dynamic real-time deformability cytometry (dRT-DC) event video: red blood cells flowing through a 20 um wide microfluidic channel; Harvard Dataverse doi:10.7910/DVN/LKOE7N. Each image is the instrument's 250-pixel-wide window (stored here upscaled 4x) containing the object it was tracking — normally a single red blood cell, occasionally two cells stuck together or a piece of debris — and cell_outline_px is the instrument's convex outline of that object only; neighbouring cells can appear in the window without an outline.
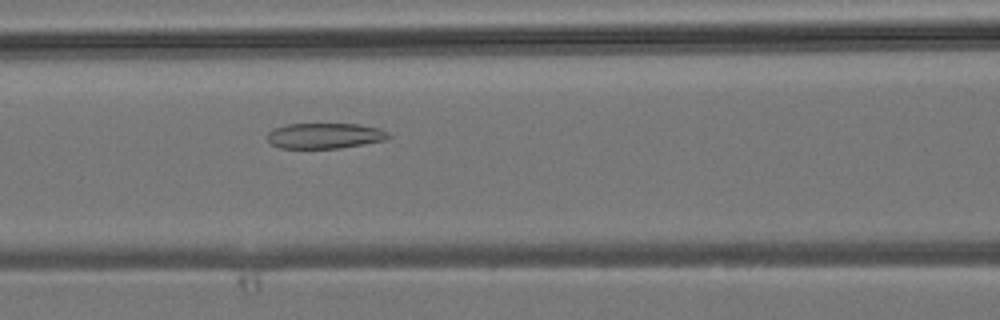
{"species": "common noctule bat (a hibernating species)", "species_latin": "Nyctalus noctula", "temperature_condition": "room temperature", "stored_images_in_passage": 26, "camera_frame_rate_fps": 3000, "um_per_image_px": 0.085, "animal": {"sex": "male", "body_mass_g": 19.2, "forearm_length_mm": 51.8}, "frame": {"image": 1, "passage_image": 5, "time_ms": 1.333, "image_size_px": [1000, 320], "cell_outline_px": [[392, 136], [384, 140], [340, 148], [280, 148], [272, 144], [264, 136], [272, 128], [288, 124], [360, 124], [380, 128], [388, 132]], "centroid_in_image_um": [27.58, 11.53], "position_along_channel_um": 139.0, "area_um2": 18.15}}
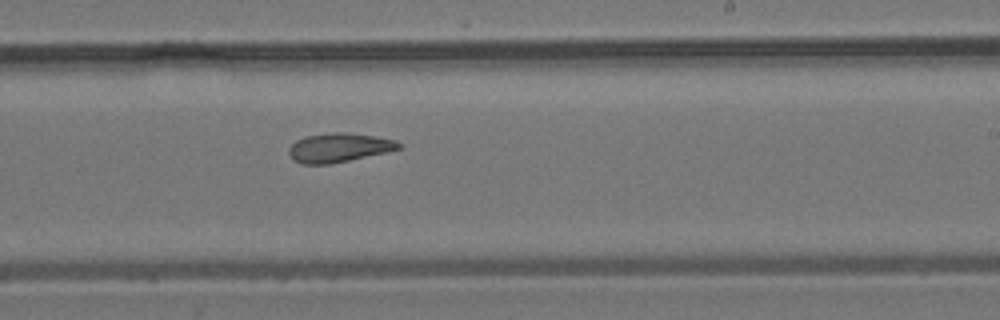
{"frame": {"image": 2, "passage_image": 13, "time_ms": 4.0, "image_size_px": [1000, 320], "cell_outline_px": [[404, 148], [348, 160], [328, 164], [304, 164], [292, 160], [288, 152], [288, 148], [296, 140], [304, 136], [332, 132], [344, 132], [372, 136], [396, 140], [404, 144]], "centroid_in_image_um": [28.8, 12.54], "position_along_channel_um": 260.2, "area_um2": 18.61}}
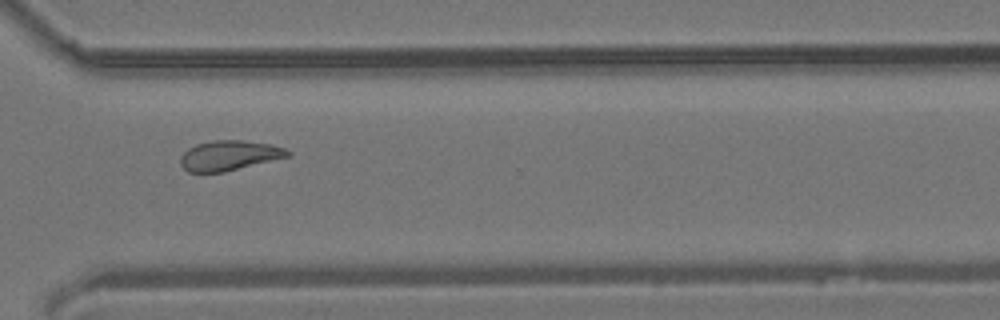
{"frame": {"image": 3, "passage_image": 19, "time_ms": 6.0, "image_size_px": [1000, 320], "cell_outline_px": [[292, 156], [224, 172], [188, 172], [180, 164], [180, 156], [188, 148], [196, 144], [212, 140], [244, 140], [272, 144], [284, 148], [292, 152]], "centroid_in_image_um": [19.51, 13.21], "position_along_channel_um": 351.1, "area_um2": 18.96}}